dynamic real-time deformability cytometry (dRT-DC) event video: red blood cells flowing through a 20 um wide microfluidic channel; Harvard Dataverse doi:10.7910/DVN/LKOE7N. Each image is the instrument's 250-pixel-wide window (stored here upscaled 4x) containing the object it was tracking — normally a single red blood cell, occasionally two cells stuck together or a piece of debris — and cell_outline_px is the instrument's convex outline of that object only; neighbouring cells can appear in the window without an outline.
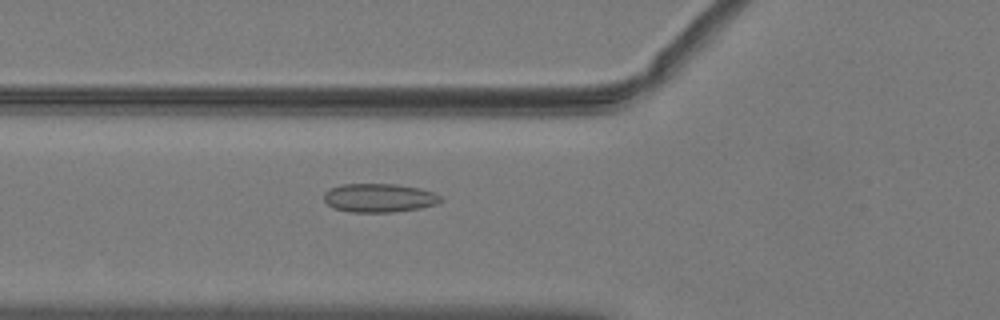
{"species": "common noctule bat (a hibernating species)", "species_latin": "Nyctalus noctula", "temperature_condition": "warm", "stored_images_in_passage": 52, "camera_frame_rate_fps": 3000, "um_per_image_px": 0.085, "animal": {"sex": "male", "body_mass_g": 19.2, "forearm_length_mm": 51.8}, "frame": {"image": 1, "passage_image": 20, "time_ms": 6.333, "image_size_px": [1000, 320], "cell_outline_px": [[440, 200], [436, 204], [420, 208], [392, 212], [348, 212], [332, 208], [324, 200], [324, 192], [340, 184], [396, 184], [420, 188], [432, 192], [440, 196]], "centroid_in_image_um": [32.18, 16.82], "position_along_channel_um": 93.6, "area_um2": 19.48}}
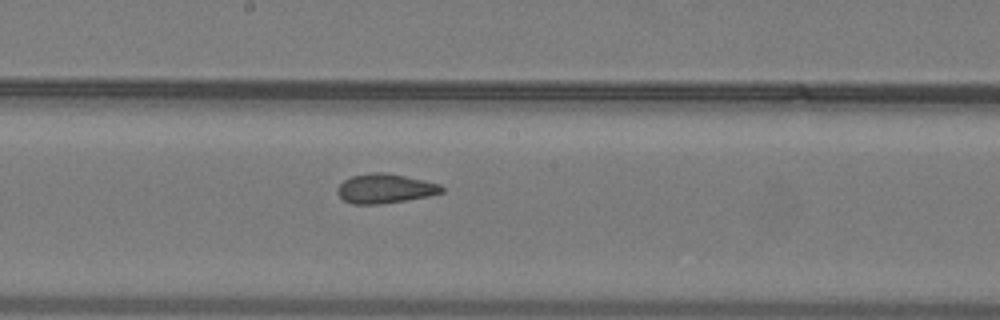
{"frame": {"image": 2, "passage_image": 29, "time_ms": 9.333, "image_size_px": [1000, 320], "cell_outline_px": [[444, 192], [428, 196], [380, 204], [352, 204], [344, 200], [336, 192], [336, 188], [344, 180], [352, 176], [368, 172], [384, 172], [424, 180], [440, 184], [444, 188]], "centroid_in_image_um": [32.71, 16.02], "position_along_channel_um": 215.5, "area_um2": 17.86}}
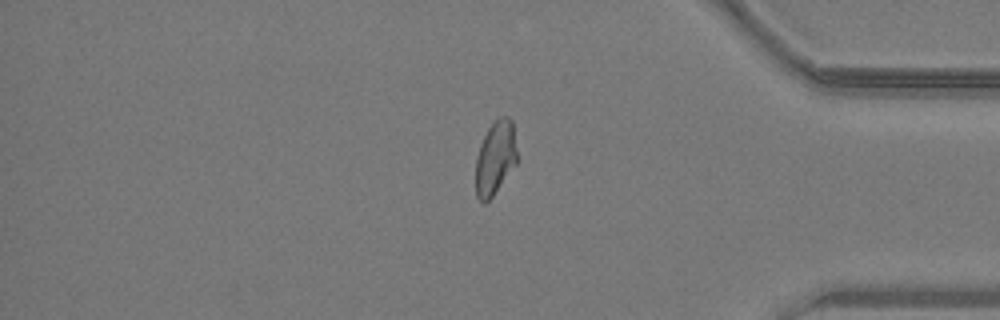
{"frame": {"image": 3, "passage_image": 44, "time_ms": 14.333, "image_size_px": [1000, 320], "cell_outline_px": [[516, 164], [492, 196], [484, 204], [476, 196], [476, 156], [480, 144], [488, 128], [500, 116], [508, 116], [512, 120], [516, 148]], "centroid_in_image_um": [42.09, 13.41], "position_along_channel_um": 393.1, "area_um2": 17.57}, "authors_computed_cell_mechanics": {"area_um2": 18.8428, "velocity_mm_per_s": 4.0371, "shape_relaxation_time_tau1_ms": null, "shape_relaxation_time_tau2_ms": 1.2465, "deformation_change_tau1": null, "deformation_change_tau2": 0.0653}}